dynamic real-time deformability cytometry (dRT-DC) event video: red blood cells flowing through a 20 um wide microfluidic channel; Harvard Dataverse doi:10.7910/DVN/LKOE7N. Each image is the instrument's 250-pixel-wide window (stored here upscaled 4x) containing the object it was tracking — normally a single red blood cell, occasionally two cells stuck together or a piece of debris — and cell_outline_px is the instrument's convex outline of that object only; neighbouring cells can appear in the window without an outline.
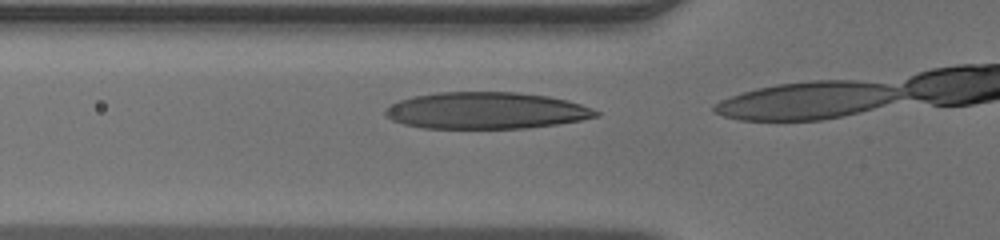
{"species": "human", "species_latin": "Homo sapiens", "temperature_condition": "warm", "stored_images_in_passage": 13, "camera_frame_rate_fps": 3000, "um_per_image_px": 0.085, "donor": {"sex": "male"}, "frame": {"image": 1, "passage_image": 11, "time_ms": 3.333, "image_size_px": [1000, 240], "cell_outline_px": [[600, 116], [580, 120], [556, 124], [524, 128], [424, 128], [404, 124], [392, 120], [384, 116], [384, 108], [400, 100], [412, 96], [440, 92], [516, 92], [548, 96], [568, 100], [592, 108], [600, 112]], "centroid_in_image_um": [41.3, 9.39], "position_along_channel_um": 84.5, "area_um2": 45.08}}